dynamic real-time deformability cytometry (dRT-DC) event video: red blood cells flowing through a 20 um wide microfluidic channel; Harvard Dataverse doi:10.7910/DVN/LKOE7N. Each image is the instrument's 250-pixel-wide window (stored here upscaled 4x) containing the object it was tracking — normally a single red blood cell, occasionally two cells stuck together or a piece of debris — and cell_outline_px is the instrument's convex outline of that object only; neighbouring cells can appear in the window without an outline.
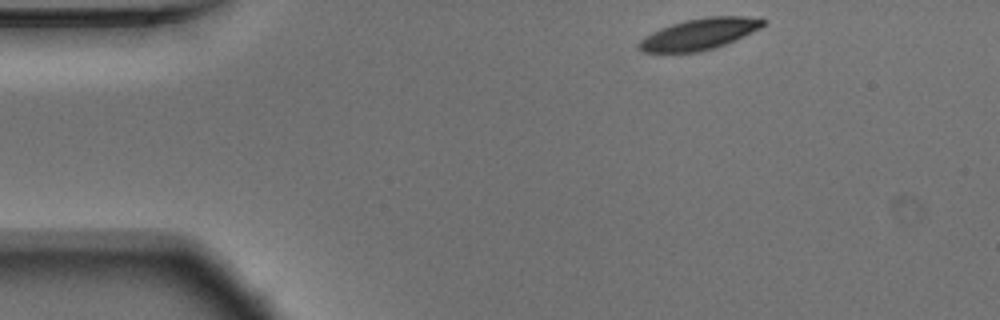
{"species": "Egyptian fruit bat (a non-hibernating species)", "species_latin": "Rousettus aegyptiacus", "temperature_condition": "warm", "stored_images_in_passage": 47, "camera_frame_rate_fps": 3000, "um_per_image_px": 0.085, "animal": {"sex": "male"}, "frame": {"image": 1, "passage_image": 1, "time_ms": 0.0, "image_size_px": [1000, 320], "cell_outline_px": [[764, 24], [760, 28], [716, 48], [700, 52], [644, 52], [640, 48], [640, 40], [644, 36], [660, 28], [684, 20], [708, 16], [744, 16], [764, 20]], "centroid_in_image_um": [59.43, 2.89], "position_along_channel_um": 25.6, "area_um2": 22.25}}
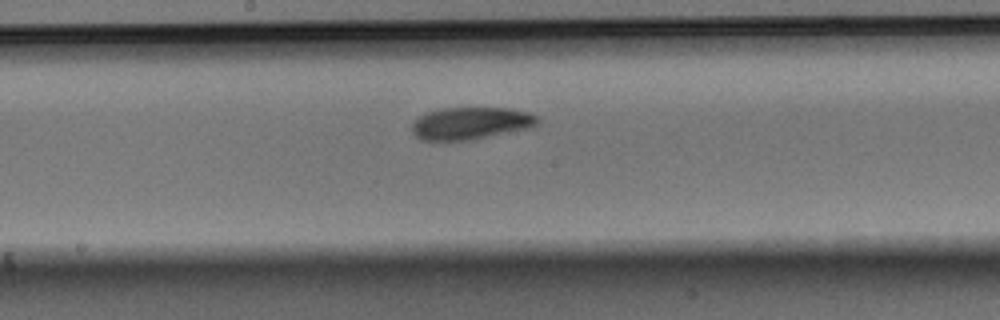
{"frame": {"image": 2, "passage_image": 21, "time_ms": 6.667, "image_size_px": [1000, 320], "cell_outline_px": [[540, 120], [536, 124], [524, 128], [472, 140], [420, 140], [412, 132], [412, 124], [424, 112], [440, 108], [512, 108], [528, 112], [536, 116]], "centroid_in_image_um": [39.95, 10.46], "position_along_channel_um": 208.2, "area_um2": 23.41}}
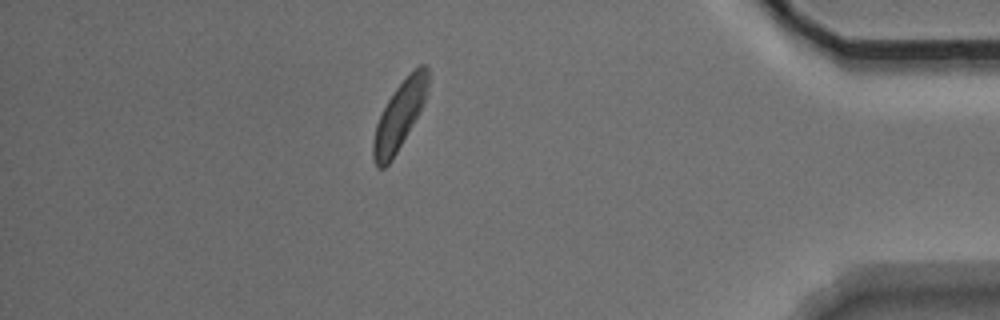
{"frame": {"image": 3, "passage_image": 40, "time_ms": 13.0, "image_size_px": [1000, 320], "cell_outline_px": [[428, 92], [412, 124], [392, 160], [384, 168], [376, 168], [372, 156], [372, 144], [376, 124], [388, 100], [396, 88], [420, 64], [424, 64], [428, 68]], "centroid_in_image_um": [33.92, 9.86], "position_along_channel_um": 401.3, "area_um2": 20.92}, "authors_computed_cell_mechanics": {"area_um2": 23.1778, "velocity_mm_per_s": 3.7069, "shape_relaxation_time_tau1_ms": 2.794, "shape_relaxation_time_tau2_ms": null, "deformation_change_tau1": 0.1289, "deformation_change_tau2": null}}